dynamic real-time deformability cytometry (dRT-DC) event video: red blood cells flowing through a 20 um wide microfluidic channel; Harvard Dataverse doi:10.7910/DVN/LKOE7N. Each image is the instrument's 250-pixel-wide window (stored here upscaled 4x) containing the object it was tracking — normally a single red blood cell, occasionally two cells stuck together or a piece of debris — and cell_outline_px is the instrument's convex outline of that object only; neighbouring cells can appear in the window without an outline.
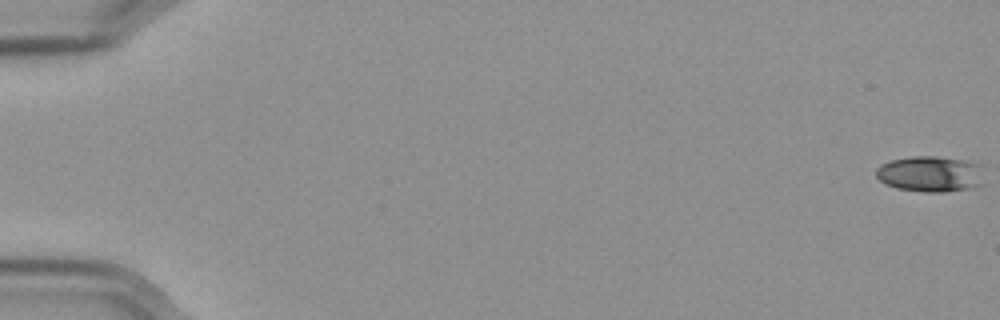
{"species": "Egyptian fruit bat (a non-hibernating species)", "species_latin": "Rousettus aegyptiacus", "temperature_condition": "cold", "stored_images_in_passage": 54, "camera_frame_rate_fps": 3000, "um_per_image_px": 0.085, "frame": {"image": 1, "passage_image": 1, "time_ms": 0.0, "image_size_px": [1000, 320], "cell_outline_px": [[984, 184], [968, 188], [944, 192], [924, 192], [896, 188], [884, 184], [876, 176], [876, 168], [880, 164], [892, 160], [908, 156], [936, 156], [984, 164]], "centroid_in_image_um": [79.11, 14.78], "position_along_channel_um": 5.9, "area_um2": 23.0}}
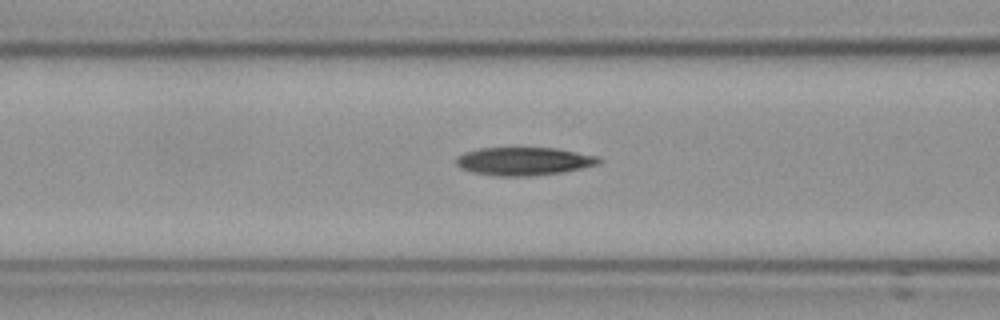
{"frame": {"image": 2, "passage_image": 25, "time_ms": 8.0, "image_size_px": [1000, 320], "cell_outline_px": [[604, 160], [600, 164], [564, 172], [532, 176], [496, 176], [472, 172], [460, 168], [456, 164], [456, 156], [464, 152], [480, 148], [556, 148], [596, 156]], "centroid_in_image_um": [44.52, 13.71], "position_along_channel_um": 122.1, "area_um2": 23.52}}
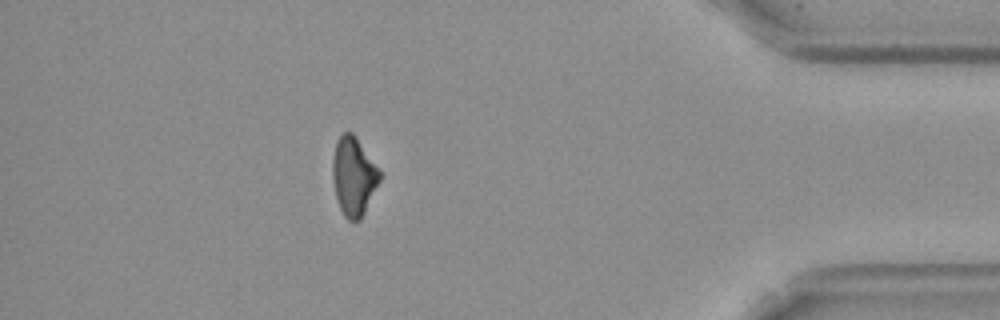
{"frame": {"image": 3, "passage_image": 52, "time_ms": 17.0, "image_size_px": [1000, 320], "cell_outline_px": [[380, 180], [360, 220], [348, 220], [344, 216], [340, 208], [336, 196], [332, 176], [332, 160], [336, 140], [344, 132], [352, 132], [356, 136], [380, 172]], "centroid_in_image_um": [30.03, 14.97], "position_along_channel_um": 405.2, "area_um2": 21.21}, "authors_computed_cell_mechanics": {"area_um2": 22.9177, "velocity_mm_per_s": 3.5832, "shape_relaxation_time_tau1_ms": 10.3692, "shape_relaxation_time_tau2_ms": null, "deformation_change_tau1": 0.2068, "deformation_change_tau2": null}}